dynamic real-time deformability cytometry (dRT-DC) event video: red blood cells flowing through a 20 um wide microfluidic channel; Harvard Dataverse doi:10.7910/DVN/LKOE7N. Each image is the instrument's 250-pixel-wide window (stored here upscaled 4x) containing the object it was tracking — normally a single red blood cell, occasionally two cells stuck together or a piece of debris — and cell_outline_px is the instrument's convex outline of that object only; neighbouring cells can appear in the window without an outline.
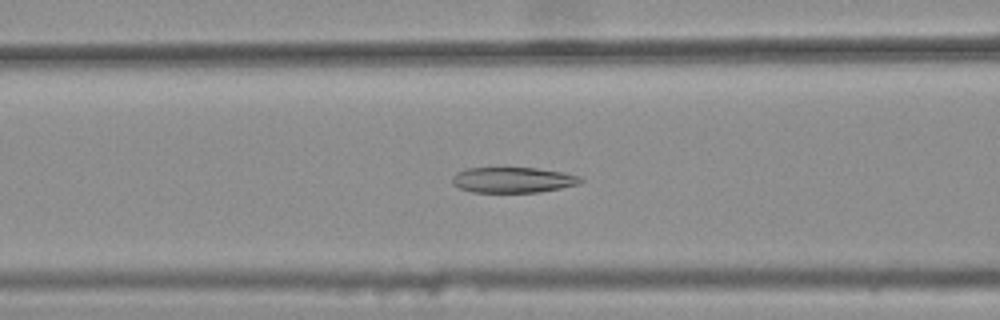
{"species": "common noctule bat (a hibernating species)", "species_latin": "Nyctalus noctula", "temperature_condition": "warm", "stored_images_in_passage": 30, "camera_frame_rate_fps": 3000, "um_per_image_px": 0.085, "animal": {"sex": "female", "body_mass_g": 25.1}, "frame": {"image": 1, "passage_image": 8, "time_ms": 2.333, "image_size_px": [1000, 320], "cell_outline_px": [[584, 180], [580, 184], [540, 192], [472, 192], [460, 188], [452, 184], [452, 180], [456, 172], [468, 168], [536, 168], [564, 172], [580, 176]], "centroid_in_image_um": [43.63, 15.29], "position_along_channel_um": 123.0, "area_um2": 19.13}}
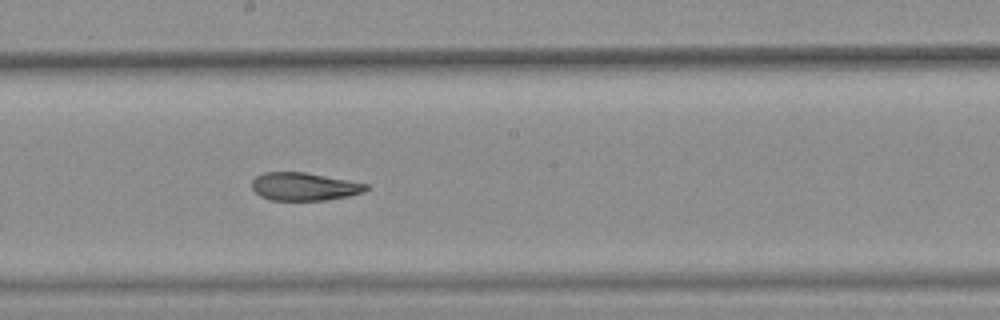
{"frame": {"image": 2, "passage_image": 16, "time_ms": 5.0, "image_size_px": [1000, 320], "cell_outline_px": [[368, 188], [360, 192], [348, 196], [324, 200], [272, 200], [260, 196], [252, 188], [252, 180], [256, 176], [264, 172], [304, 172], [368, 184]], "centroid_in_image_um": [25.8, 15.85], "position_along_channel_um": 222.4, "area_um2": 18.32}}
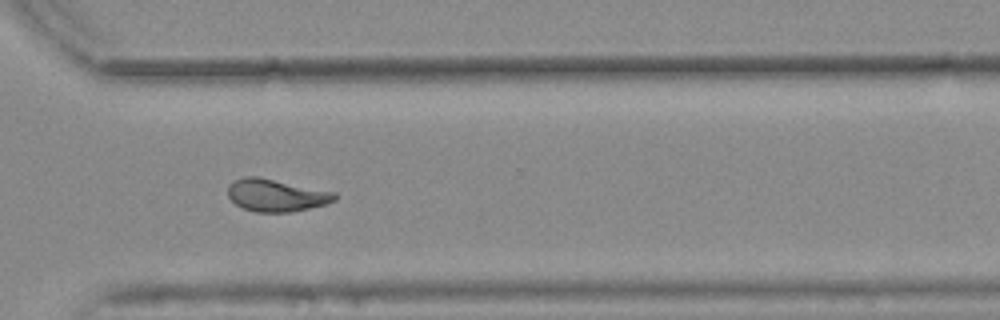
{"frame": {"image": 3, "passage_image": 26, "time_ms": 8.333, "image_size_px": [1000, 320], "cell_outline_px": [[336, 200], [324, 204], [292, 212], [256, 212], [244, 208], [236, 204], [228, 196], [228, 184], [232, 180], [244, 176], [260, 176], [336, 192]], "centroid_in_image_um": [23.45, 16.57], "position_along_channel_um": 347.1, "area_um2": 20.35}, "authors_computed_cell_mechanics": {"area_um2": 19.7098, "velocity_mm_per_s": 3.7343, "shape_relaxation_time_tau1_ms": null, "shape_relaxation_time_tau2_ms": 4.0029, "deformation_change_tau1": null, "deformation_change_tau2": 0.0879}}